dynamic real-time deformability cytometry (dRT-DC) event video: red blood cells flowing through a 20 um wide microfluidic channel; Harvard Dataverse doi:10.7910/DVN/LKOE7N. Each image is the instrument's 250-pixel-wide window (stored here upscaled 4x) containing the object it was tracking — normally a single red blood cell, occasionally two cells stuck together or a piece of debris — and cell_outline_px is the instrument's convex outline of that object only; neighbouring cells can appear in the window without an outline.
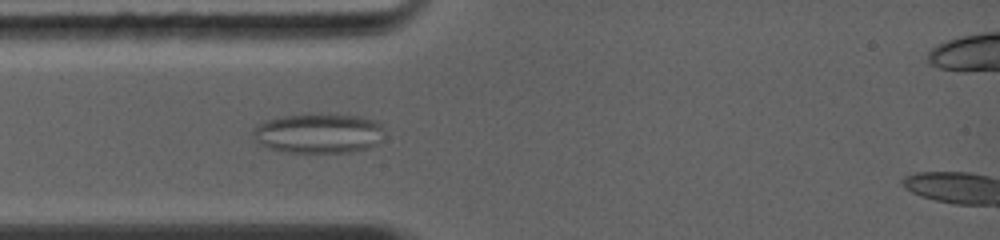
{"species": "common noctule bat (a hibernating species)", "species_latin": "Nyctalus noctula", "temperature_condition": "warm", "stored_images_in_passage": 6, "camera_frame_rate_fps": 5000, "um_per_image_px": 0.085, "animal": {"sex": "female", "body_mass_g": 19.0, "forearm_length_mm": 56.7}, "frame": {"image": 1, "passage_image": 5, "time_ms": 2.8, "image_size_px": [1000, 240], "cell_outline_px": [[384, 132], [376, 144], [368, 148], [352, 152], [288, 152], [268, 148], [260, 144], [256, 140], [252, 132], [252, 128], [268, 120], [284, 116], [308, 112], [320, 112], [356, 116], [376, 120], [380, 124]], "centroid_in_image_um": [27.07, 11.3], "position_along_channel_um": 57.9, "area_um2": 30.81}}
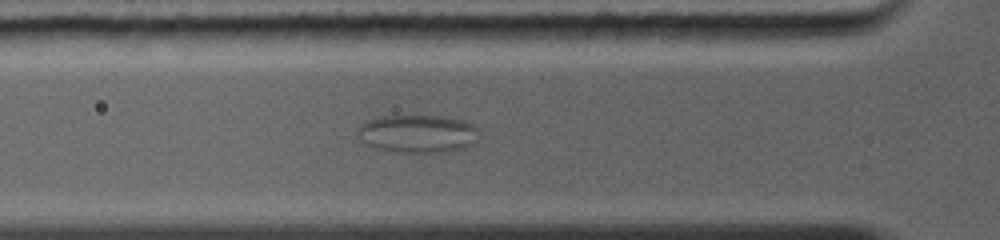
{"frame": {"image": 2, "passage_image": 6, "time_ms": 3.6, "image_size_px": [1000, 240], "cell_outline_px": [[480, 136], [472, 144], [464, 148], [440, 152], [396, 152], [372, 148], [364, 144], [356, 136], [356, 132], [360, 124], [368, 120], [380, 116], [444, 116], [464, 120], [480, 128]], "centroid_in_image_um": [35.48, 11.36], "position_along_channel_um": 90.3, "area_um2": 27.4}}